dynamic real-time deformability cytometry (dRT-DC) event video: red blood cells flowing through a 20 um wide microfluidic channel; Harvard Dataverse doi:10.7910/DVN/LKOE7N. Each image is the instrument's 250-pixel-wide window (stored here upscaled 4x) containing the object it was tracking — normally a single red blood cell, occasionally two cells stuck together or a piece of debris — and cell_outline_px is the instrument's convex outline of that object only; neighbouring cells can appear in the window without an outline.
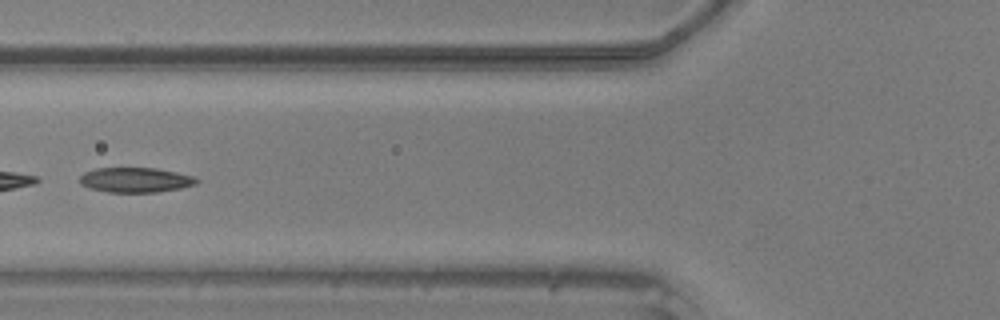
{"species": "common noctule bat (a hibernating species)", "species_latin": "Nyctalus noctula", "temperature_condition": "warm", "stored_images_in_passage": 48, "segment_of_instrument_passage": [2, 2], "camera_frame_rate_fps": 3000, "um_per_image_px": 0.085, "animal": {"sex": "male", "body_mass_g": 20.5, "forearm_length_mm": 52.5}, "frame": {"image": 1, "passage_image": 18, "time_ms": 5.667, "image_size_px": [1000, 320], "cell_outline_px": [[200, 180], [196, 184], [180, 188], [156, 192], [108, 192], [88, 188], [80, 184], [80, 176], [84, 172], [96, 168], [156, 168], [196, 176]], "centroid_in_image_um": [11.52, 15.29], "position_along_channel_um": 114.3, "area_um2": 17.05}}